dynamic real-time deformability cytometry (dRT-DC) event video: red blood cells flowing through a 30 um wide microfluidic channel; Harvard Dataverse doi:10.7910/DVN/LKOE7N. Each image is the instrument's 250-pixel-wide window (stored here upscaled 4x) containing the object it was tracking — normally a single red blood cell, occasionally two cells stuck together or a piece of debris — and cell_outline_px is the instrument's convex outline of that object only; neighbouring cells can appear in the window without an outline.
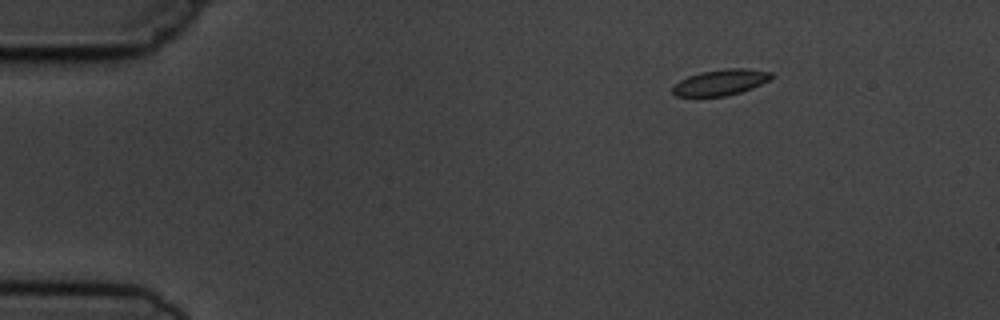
{"species": "common noctule bat (a hibernating species)", "species_latin": "Nyctalus noctula", "temperature_condition": "cold", "stored_images_in_passage": 3, "camera_frame_rate_fps": 3000, "um_per_image_px": 0.085, "animal": {"sex": "male", "body_mass_g": 19.5, "forearm_length_mm": 54.6}, "frame": {"image": 1, "passage_image": 1, "time_ms": 0.0, "image_size_px": [1000, 320], "cell_outline_px": [[776, 76], [752, 88], [740, 92], [724, 96], [676, 96], [672, 92], [672, 88], [680, 80], [688, 76], [700, 72], [724, 68], [744, 68], [772, 72]], "centroid_in_image_um": [61.27, 6.98], "position_along_channel_um": 23.7, "area_um2": 14.85}}